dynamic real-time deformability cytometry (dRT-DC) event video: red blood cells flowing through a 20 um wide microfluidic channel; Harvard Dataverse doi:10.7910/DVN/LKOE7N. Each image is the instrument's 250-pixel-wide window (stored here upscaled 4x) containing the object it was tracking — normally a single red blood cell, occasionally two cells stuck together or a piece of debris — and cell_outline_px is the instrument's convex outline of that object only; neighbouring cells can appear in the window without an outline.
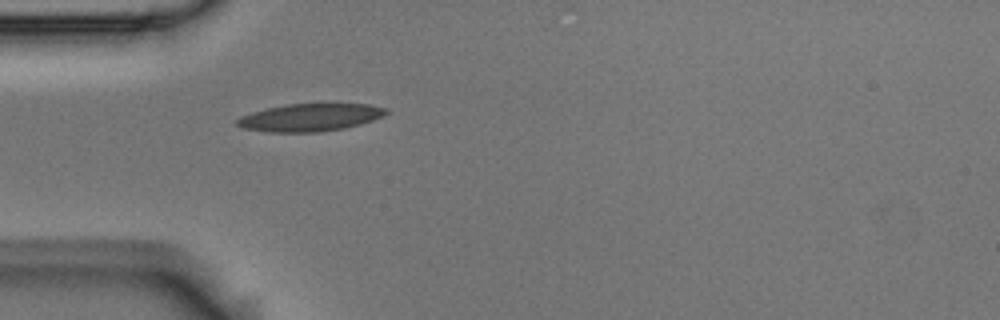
{"species": "Egyptian fruit bat (a non-hibernating species)", "species_latin": "Rousettus aegyptiacus", "temperature_condition": "room temperature", "stored_images_in_passage": 1, "camera_frame_rate_fps": 3000, "um_per_image_px": 0.085, "animal": {"sex": "male"}, "frame": {"image": 1, "passage_image": 1, "time_ms": 0.0, "image_size_px": [1000, 320], "cell_outline_px": [[388, 112], [384, 116], [360, 124], [344, 128], [320, 132], [268, 132], [244, 128], [236, 124], [236, 120], [240, 116], [252, 112], [268, 108], [288, 104], [368, 104], [388, 108]], "centroid_in_image_um": [26.37, 9.98], "position_along_channel_um": 58.6, "area_um2": 23.87}}